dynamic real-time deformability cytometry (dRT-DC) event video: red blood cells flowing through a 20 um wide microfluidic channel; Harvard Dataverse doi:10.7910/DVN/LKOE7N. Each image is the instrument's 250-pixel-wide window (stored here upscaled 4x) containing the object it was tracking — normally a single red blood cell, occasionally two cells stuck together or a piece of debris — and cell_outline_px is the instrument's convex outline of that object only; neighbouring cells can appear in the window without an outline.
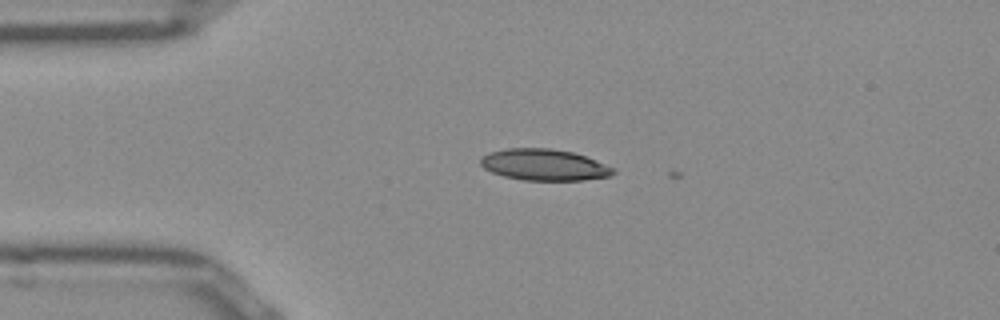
{"species": "Egyptian fruit bat (a non-hibernating species)", "species_latin": "Rousettus aegyptiacus", "temperature_condition": "room temperature", "stored_images_in_passage": 4, "camera_frame_rate_fps": 3000, "um_per_image_px": 0.085, "frame": {"image": 1, "passage_image": 2, "time_ms": 0.333, "image_size_px": [1000, 320], "cell_outline_px": [[616, 172], [608, 176], [584, 180], [524, 180], [504, 176], [492, 172], [484, 168], [480, 164], [480, 160], [488, 152], [504, 148], [552, 148], [572, 152], [584, 156], [616, 168]], "centroid_in_image_um": [46.24, 14.0], "position_along_channel_um": 38.8, "area_um2": 24.22}}